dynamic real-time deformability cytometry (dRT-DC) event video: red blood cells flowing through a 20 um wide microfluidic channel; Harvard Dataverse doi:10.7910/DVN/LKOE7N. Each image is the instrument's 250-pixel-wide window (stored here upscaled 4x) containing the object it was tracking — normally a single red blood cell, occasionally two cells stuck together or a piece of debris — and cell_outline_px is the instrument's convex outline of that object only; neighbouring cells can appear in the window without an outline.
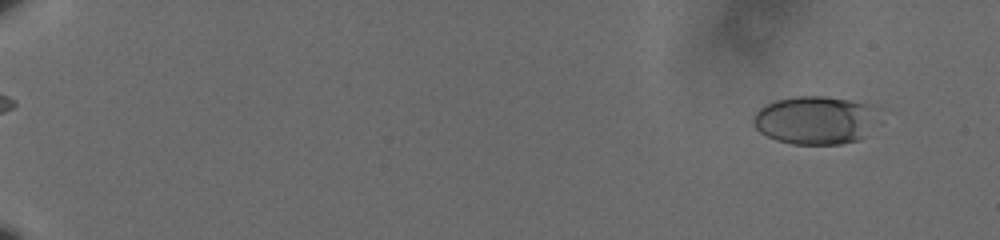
{"species": "human", "species_latin": "Homo sapiens", "temperature_condition": "cold", "stored_images_in_passage": 61, "camera_frame_rate_fps": 3000, "um_per_image_px": 0.085, "donor": {"sex": "male"}, "frame": {"image": 1, "passage_image": 5, "time_ms": 1.333, "image_size_px": [1000, 240], "cell_outline_px": [[884, 108], [880, 120], [860, 140], [840, 144], [792, 144], [776, 140], [760, 132], [752, 124], [752, 116], [760, 108], [776, 100], [796, 96], [824, 96], [880, 104]], "centroid_in_image_um": [69.45, 10.19], "position_along_channel_um": 15.6, "area_um2": 36.47}}
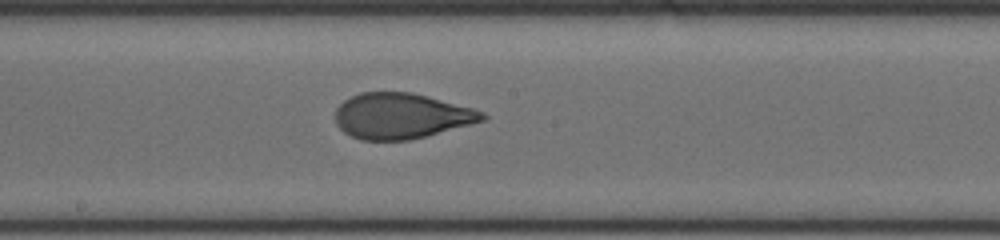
{"frame": {"image": 2, "passage_image": 37, "time_ms": 12.0, "image_size_px": [1000, 240], "cell_outline_px": [[488, 116], [484, 120], [472, 124], [408, 140], [360, 140], [344, 132], [336, 124], [336, 108], [344, 100], [360, 92], [412, 92], [428, 96], [472, 108], [484, 112]], "centroid_in_image_um": [34.1, 9.85], "position_along_channel_um": 214.1, "area_um2": 38.9}}
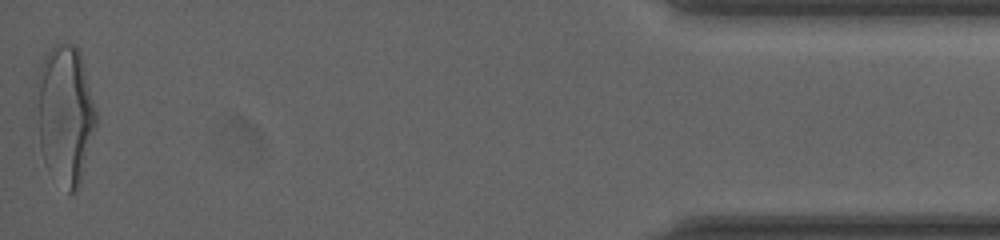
{"frame": {"image": 3, "passage_image": 61, "time_ms": 20.0, "image_size_px": [1000, 240], "cell_outline_px": [[96, 124], [80, 184], [76, 192], [68, 192], [48, 172], [44, 164], [40, 148], [32, 100], [32, 92], [44, 56], [56, 44], [76, 44], [80, 52], [96, 112]], "centroid_in_image_um": [5.45, 9.75], "position_along_channel_um": 429.7, "area_um2": 49.19}, "authors_computed_cell_mechanics": {"area_um2": 38.9572, "velocity_mm_per_s": 3.5903, "shape_relaxation_time_tau1_ms": 4.723, "shape_relaxation_time_tau2_ms": null, "deformation_change_tau1": 0.1844, "deformation_change_tau2": null}}